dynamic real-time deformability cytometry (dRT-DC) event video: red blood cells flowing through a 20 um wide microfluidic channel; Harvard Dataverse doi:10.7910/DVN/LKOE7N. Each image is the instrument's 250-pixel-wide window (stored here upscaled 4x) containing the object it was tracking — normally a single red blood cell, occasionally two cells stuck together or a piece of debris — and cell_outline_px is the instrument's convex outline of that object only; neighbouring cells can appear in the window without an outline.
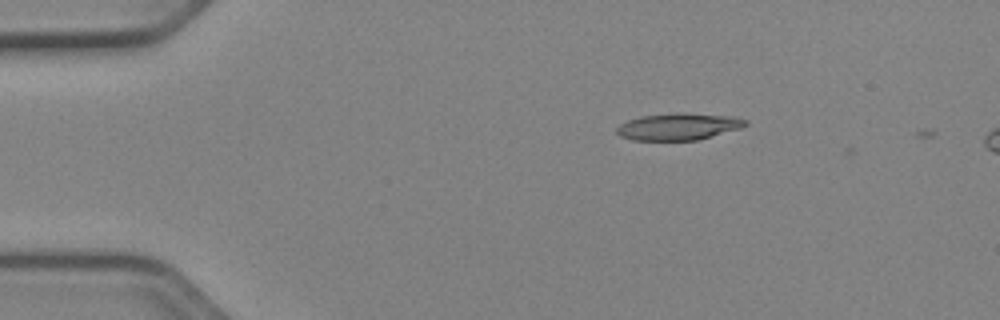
{"species": "Egyptian fruit bat (a non-hibernating species)", "species_latin": "Rousettus aegyptiacus", "temperature_condition": "cold", "stored_images_in_passage": 6, "camera_frame_rate_fps": 3000, "um_per_image_px": 0.085, "animal": {"sex": "female"}, "frame": {"image": 1, "passage_image": 2, "time_ms": 0.333, "image_size_px": [1000, 320], "cell_outline_px": [[748, 124], [740, 128], [696, 140], [632, 140], [620, 136], [616, 132], [616, 128], [620, 124], [628, 120], [640, 116], [732, 116], [748, 120]], "centroid_in_image_um": [57.62, 10.82], "position_along_channel_um": 27.4, "area_um2": 18.79}}